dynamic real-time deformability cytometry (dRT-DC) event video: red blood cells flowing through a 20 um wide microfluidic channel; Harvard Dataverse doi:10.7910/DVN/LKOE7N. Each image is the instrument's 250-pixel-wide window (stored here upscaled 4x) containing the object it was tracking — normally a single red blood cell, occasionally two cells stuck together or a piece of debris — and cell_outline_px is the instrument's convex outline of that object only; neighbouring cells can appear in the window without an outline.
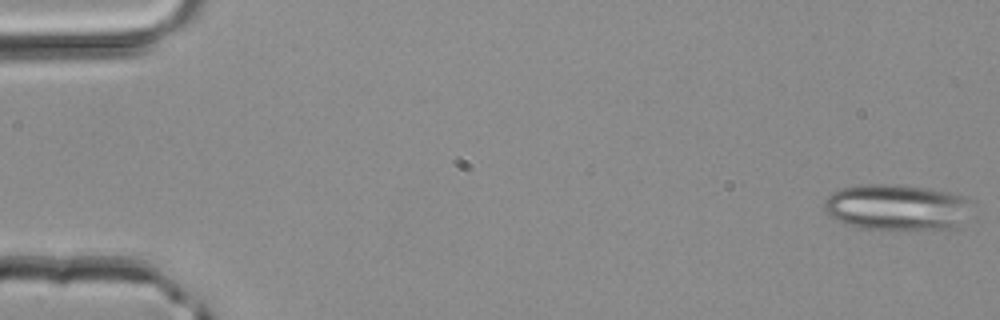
{"species": "common noctule bat (a hibernating species)", "species_latin": "Nyctalus noctula", "temperature_condition": "room temperature", "stored_images_in_passage": 5, "camera_frame_rate_fps": 3000, "um_per_image_px": 0.085, "animal": {"sex": "male", "body_mass_g": 20.4}, "frame": {"image": 1, "passage_image": 1, "time_ms": 0.0, "image_size_px": [1000, 320], "cell_outline_px": [[968, 200], [956, 228], [896, 232], [860, 228], [844, 224], [828, 216], [824, 208], [824, 200], [832, 192], [840, 188], [864, 184], [900, 184], [956, 192], [964, 196]], "centroid_in_image_um": [76.12, 17.64], "position_along_channel_um": 8.9, "area_um2": 40.34}}